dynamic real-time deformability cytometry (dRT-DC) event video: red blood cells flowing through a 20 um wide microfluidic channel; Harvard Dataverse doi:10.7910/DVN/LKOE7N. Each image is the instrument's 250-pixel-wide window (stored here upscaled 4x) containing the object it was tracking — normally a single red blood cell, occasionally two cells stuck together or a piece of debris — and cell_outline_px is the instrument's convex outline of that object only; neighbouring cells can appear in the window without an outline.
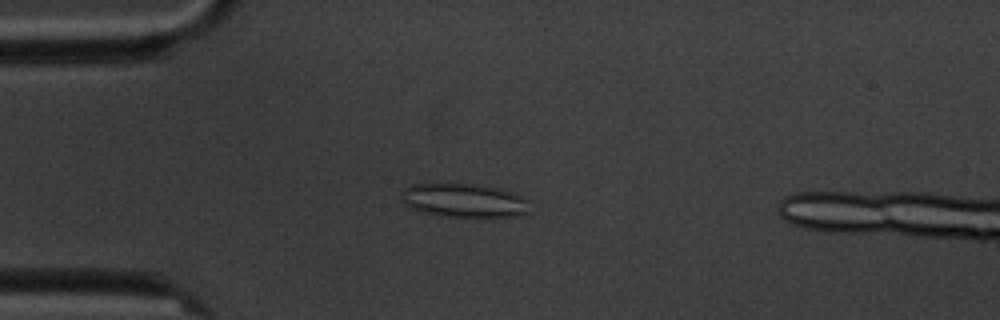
{"species": "common noctule bat (a hibernating species)", "species_latin": "Nyctalus noctula", "temperature_condition": "cold", "stored_images_in_passage": 6, "camera_frame_rate_fps": 3000, "um_per_image_px": 0.085, "animal": {"sex": "male", "body_mass_g": 20.1, "forearm_length_mm": 53.5}, "frame": {"image": 1, "passage_image": 4, "time_ms": 3.667, "image_size_px": [1000, 320], "cell_outline_px": [[528, 212], [512, 216], [448, 216], [420, 212], [404, 204], [400, 200], [400, 192], [404, 188], [412, 184], [472, 184], [496, 188], [520, 196], [528, 200]], "centroid_in_image_um": [39.34, 17.03], "position_along_channel_um": 45.7, "area_um2": 24.8}}
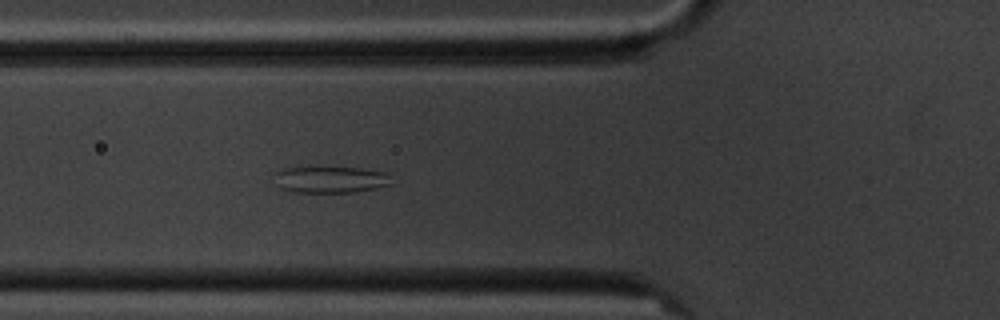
{"frame": {"image": 2, "passage_image": 6, "time_ms": 5.667, "image_size_px": [1000, 320], "cell_outline_px": [[392, 184], [376, 188], [352, 192], [292, 192], [280, 188], [276, 184], [276, 172], [284, 168], [308, 164], [360, 168], [388, 172]], "centroid_in_image_um": [28.05, 15.21], "position_along_channel_um": 97.7, "area_um2": 19.02}}